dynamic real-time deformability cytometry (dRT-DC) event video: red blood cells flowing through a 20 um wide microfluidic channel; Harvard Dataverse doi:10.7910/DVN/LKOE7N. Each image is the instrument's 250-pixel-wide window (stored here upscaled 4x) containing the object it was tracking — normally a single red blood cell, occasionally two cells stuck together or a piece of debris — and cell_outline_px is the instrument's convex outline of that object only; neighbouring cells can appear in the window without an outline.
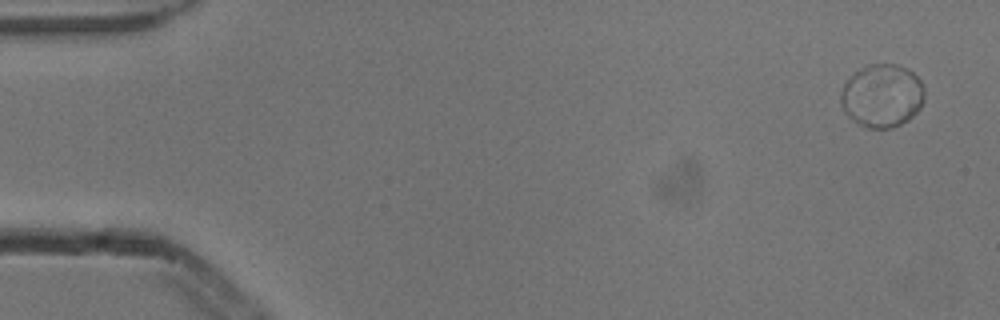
{"species": "common noctule bat (a hibernating species)", "species_latin": "Nyctalus noctula", "temperature_condition": "cold", "stored_images_in_passage": 5, "camera_frame_rate_fps": 3000, "um_per_image_px": 0.085, "animal": {"sex": "male", "body_mass_g": 13.3}, "frame": {"image": 1, "passage_image": 1, "time_ms": 0.0, "image_size_px": [1000, 320], "cell_outline_px": [[924, 100], [920, 108], [908, 120], [892, 128], [868, 128], [860, 124], [848, 116], [844, 112], [840, 104], [840, 92], [844, 84], [860, 68], [868, 64], [896, 64], [912, 72], [920, 80], [924, 88]], "centroid_in_image_um": [74.97, 8.14], "position_along_channel_um": 10.0, "area_um2": 30.75}}
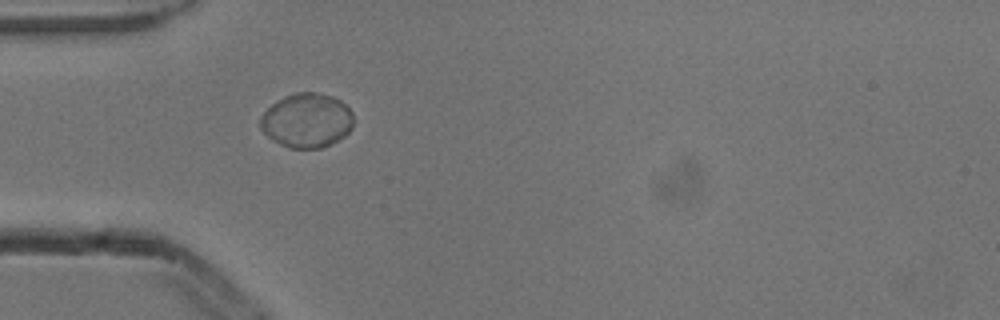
{"frame": {"image": 2, "passage_image": 5, "time_ms": 1.333, "image_size_px": [1000, 320], "cell_outline_px": [[352, 128], [344, 136], [320, 148], [292, 148], [280, 144], [272, 140], [260, 128], [260, 116], [276, 100], [284, 96], [296, 92], [316, 92], [332, 96], [340, 100], [352, 112]], "centroid_in_image_um": [26.05, 10.22], "position_along_channel_um": 59.0, "area_um2": 29.36}}